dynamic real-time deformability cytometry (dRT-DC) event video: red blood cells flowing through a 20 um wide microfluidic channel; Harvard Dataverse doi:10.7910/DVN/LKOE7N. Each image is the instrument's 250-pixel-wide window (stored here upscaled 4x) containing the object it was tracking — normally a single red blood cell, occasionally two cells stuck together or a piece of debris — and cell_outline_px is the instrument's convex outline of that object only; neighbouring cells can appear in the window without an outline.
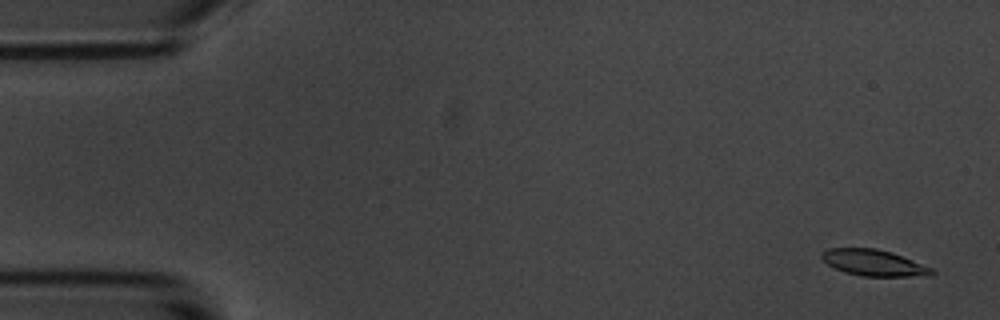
{"species": "common noctule bat (a hibernating species)", "species_latin": "Nyctalus noctula", "temperature_condition": "room temperature", "stored_images_in_passage": 57, "segment_of_instrument_passage": [1, 2], "camera_frame_rate_fps": 3000, "um_per_image_px": 0.085, "animal": {"sex": "male", "body_mass_g": 20.1, "forearm_length_mm": 53.5}, "frame": {"image": 1, "passage_image": 3, "time_ms": 0.667, "image_size_px": [1000, 320], "cell_outline_px": [[936, 272], [932, 276], [864, 276], [844, 272], [828, 264], [820, 256], [820, 252], [828, 248], [876, 248], [892, 252], [932, 268]], "centroid_in_image_um": [74.28, 22.33], "position_along_channel_um": 10.7, "area_um2": 16.82}}
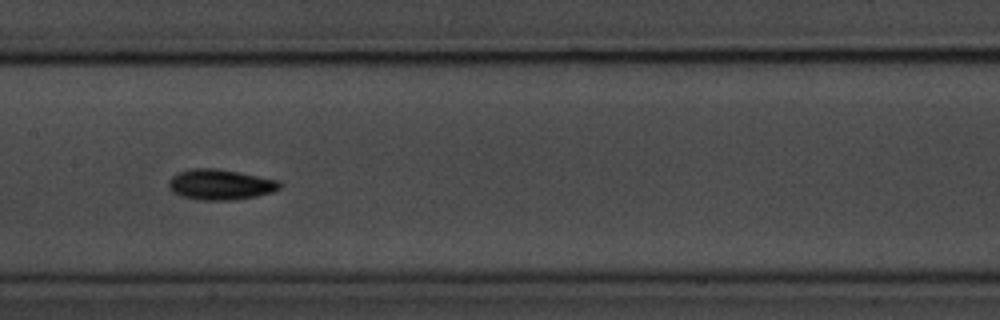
{"frame": {"image": 2, "passage_image": 28, "time_ms": 9.0, "image_size_px": [1000, 320], "cell_outline_px": [[284, 184], [280, 188], [272, 192], [256, 196], [232, 200], [196, 200], [180, 196], [172, 192], [168, 188], [168, 180], [172, 176], [180, 172], [192, 168], [216, 168], [280, 180]], "centroid_in_image_um": [18.72, 15.69], "position_along_channel_um": 188.7, "area_um2": 19.94}}
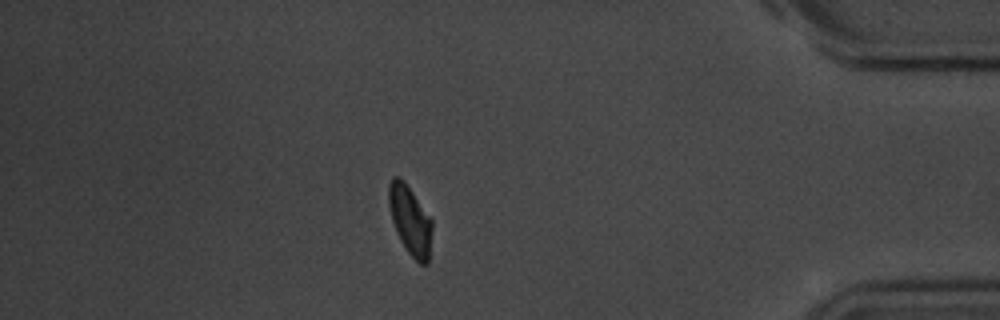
{"frame": {"image": 3, "passage_image": 49, "time_ms": 16.0, "image_size_px": [1000, 320], "cell_outline_px": [[432, 228], [428, 264], [420, 264], [408, 252], [400, 240], [396, 232], [392, 220], [388, 204], [388, 184], [392, 176], [400, 176], [404, 180], [432, 220]], "centroid_in_image_um": [34.84, 18.69], "position_along_channel_um": 400.4, "area_um2": 17.46}}